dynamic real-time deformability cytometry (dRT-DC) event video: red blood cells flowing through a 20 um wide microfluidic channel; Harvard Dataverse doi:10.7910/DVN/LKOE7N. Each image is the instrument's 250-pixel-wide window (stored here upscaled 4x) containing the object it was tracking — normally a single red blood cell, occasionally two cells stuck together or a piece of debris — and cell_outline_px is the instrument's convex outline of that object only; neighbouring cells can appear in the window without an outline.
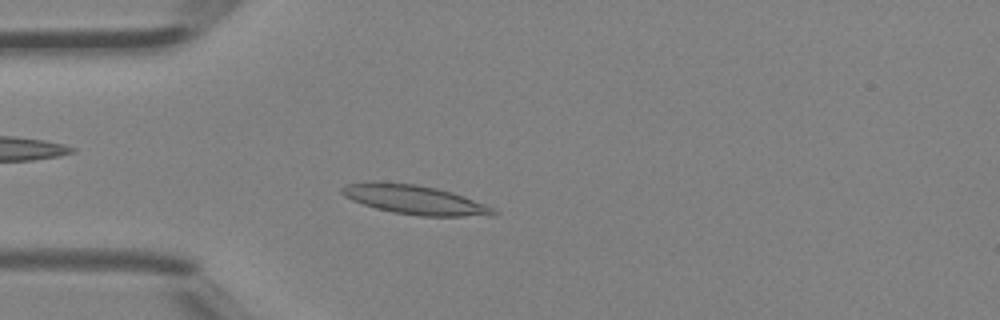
{"species": "Egyptian fruit bat (a non-hibernating species)", "species_latin": "Rousettus aegyptiacus", "temperature_condition": "room temperature", "stored_images_in_passage": 41, "camera_frame_rate_fps": 3000, "um_per_image_px": 0.085, "animal": {"sex": "female"}, "frame": {"image": 1, "passage_image": 8, "time_ms": 2.333, "image_size_px": [1000, 320], "cell_outline_px": [[496, 216], [420, 216], [392, 212], [376, 208], [352, 200], [344, 196], [340, 192], [340, 188], [348, 184], [416, 184], [436, 188], [452, 192], [484, 204], [492, 208], [496, 212]], "centroid_in_image_um": [35.32, 17.02], "position_along_channel_um": 49.7, "area_um2": 24.85}}
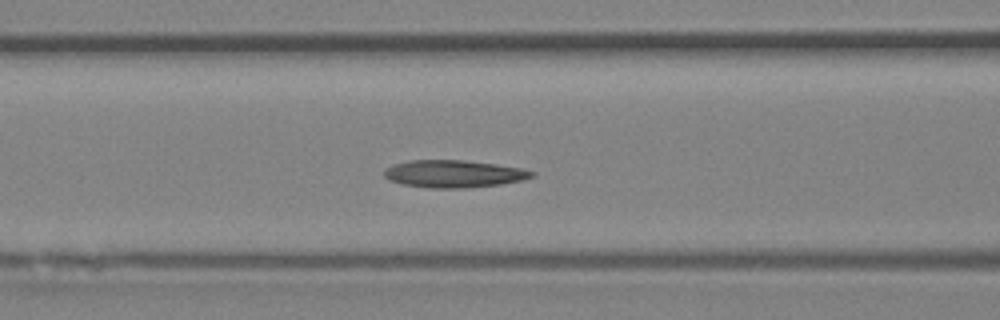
{"frame": {"image": 2, "passage_image": 14, "time_ms": 4.333, "image_size_px": [1000, 320], "cell_outline_px": [[536, 176], [524, 180], [500, 184], [464, 188], [428, 188], [404, 184], [388, 180], [384, 176], [384, 168], [396, 164], [412, 160], [464, 160], [496, 164], [520, 168], [536, 172]], "centroid_in_image_um": [38.6, 14.78], "position_along_channel_um": 128.0, "area_um2": 23.58}}
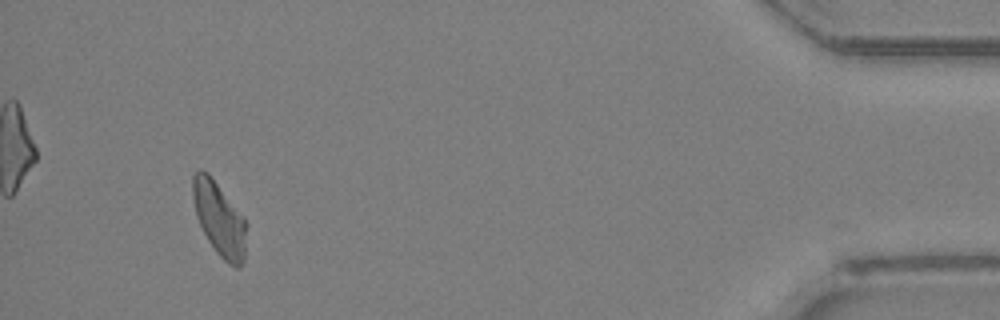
{"frame": {"image": 3, "passage_image": 38, "time_ms": 12.333, "image_size_px": [1000, 320], "cell_outline_px": [[244, 260], [236, 268], [228, 264], [216, 252], [208, 240], [196, 216], [192, 196], [192, 176], [200, 168], [208, 172], [244, 216]], "centroid_in_image_um": [18.6, 18.55], "position_along_channel_um": 416.6, "area_um2": 22.72}, "authors_computed_cell_mechanics": {"area_um2": 22.7732, "velocity_mm_per_s": 4.509, "shape_relaxation_time_tau1_ms": 6.4916, "shape_relaxation_time_tau2_ms": 3.9811, "deformation_change_tau1": 0.1627, "deformation_change_tau2": 0.1118}}